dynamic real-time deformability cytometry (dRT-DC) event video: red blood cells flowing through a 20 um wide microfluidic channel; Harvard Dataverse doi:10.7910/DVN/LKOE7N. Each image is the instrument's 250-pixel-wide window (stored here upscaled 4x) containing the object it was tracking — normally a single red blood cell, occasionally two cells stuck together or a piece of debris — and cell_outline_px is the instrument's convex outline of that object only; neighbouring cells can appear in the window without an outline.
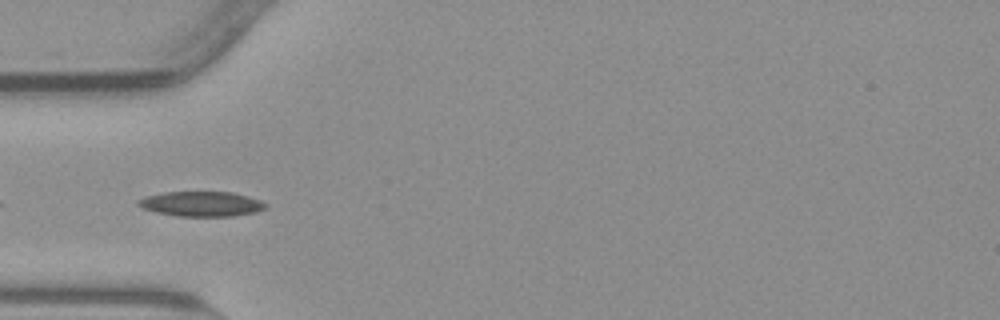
{"species": "common noctule bat (a hibernating species)", "species_latin": "Nyctalus noctula", "temperature_condition": "warm", "stored_images_in_passage": 35, "camera_frame_rate_fps": 3000, "um_per_image_px": 0.085, "animal": {"sex": "male", "body_mass_g": 23.1, "forearm_length_mm": 52.7}, "frame": {"image": 1, "passage_image": 2, "time_ms": 0.333, "image_size_px": [1000, 320], "cell_outline_px": [[268, 204], [264, 208], [256, 212], [232, 216], [176, 216], [156, 212], [140, 208], [136, 204], [136, 200], [148, 196], [164, 192], [232, 192], [248, 196], [260, 200]], "centroid_in_image_um": [17.09, 17.33], "position_along_channel_um": 67.9, "area_um2": 18.55}}
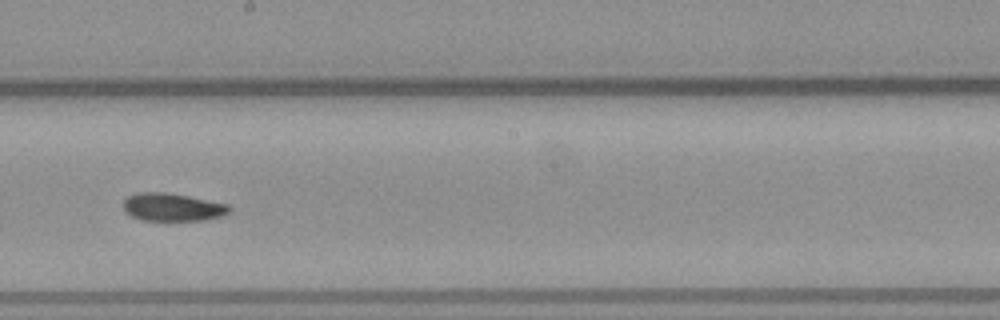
{"frame": {"image": 2, "passage_image": 15, "time_ms": 4.667, "image_size_px": [1000, 320], "cell_outline_px": [[232, 208], [224, 216], [208, 220], [140, 220], [124, 212], [124, 200], [128, 196], [136, 192], [164, 192], [188, 196], [228, 204]], "centroid_in_image_um": [14.67, 17.61], "position_along_channel_um": 233.5, "area_um2": 17.34}}
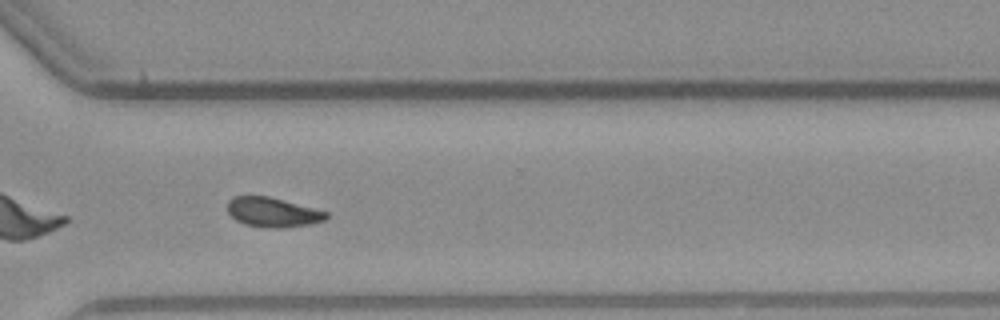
{"frame": {"image": 3, "passage_image": 24, "time_ms": 7.667, "image_size_px": [1000, 320], "cell_outline_px": [[328, 216], [324, 220], [312, 224], [280, 228], [264, 228], [244, 224], [236, 220], [228, 212], [228, 200], [232, 196], [268, 196], [328, 212]], "centroid_in_image_um": [23.16, 18.05], "position_along_channel_um": 347.4, "area_um2": 16.99}, "authors_computed_cell_mechanics": {"area_um2": 17.34, "velocity_mm_per_s": 3.7994, "shape_relaxation_time_tau1_ms": 4.353, "shape_relaxation_time_tau2_ms": 5.4284, "deformation_change_tau1": 0.1242, "deformation_change_tau2": 0.1006}}